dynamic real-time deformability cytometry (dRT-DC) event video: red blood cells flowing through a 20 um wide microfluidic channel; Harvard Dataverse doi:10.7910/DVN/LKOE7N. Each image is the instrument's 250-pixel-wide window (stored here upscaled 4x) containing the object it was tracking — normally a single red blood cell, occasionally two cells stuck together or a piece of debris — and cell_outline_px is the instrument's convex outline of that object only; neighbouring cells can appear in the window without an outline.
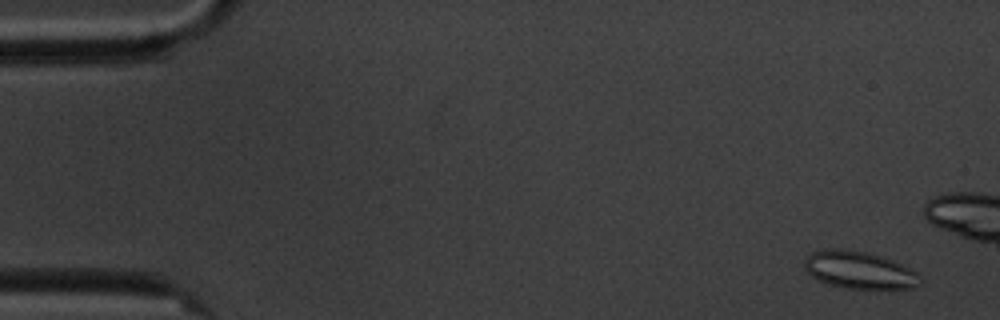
{"species": "common noctule bat (a hibernating species)", "species_latin": "Nyctalus noctula", "temperature_condition": "cold", "stored_images_in_passage": 6, "camera_frame_rate_fps": 3000, "um_per_image_px": 0.085, "animal": {"sex": "male", "body_mass_g": 20.1, "forearm_length_mm": 53.5}, "frame": {"image": 1, "passage_image": 1, "time_ms": 0.0, "image_size_px": [1000, 320], "cell_outline_px": [[920, 280], [912, 288], [844, 288], [828, 284], [812, 276], [804, 268], [804, 260], [812, 252], [828, 248], [848, 248], [880, 256], [892, 260], [916, 272], [920, 276]], "centroid_in_image_um": [72.98, 22.93], "position_along_channel_um": 12.0, "area_um2": 24.85}}
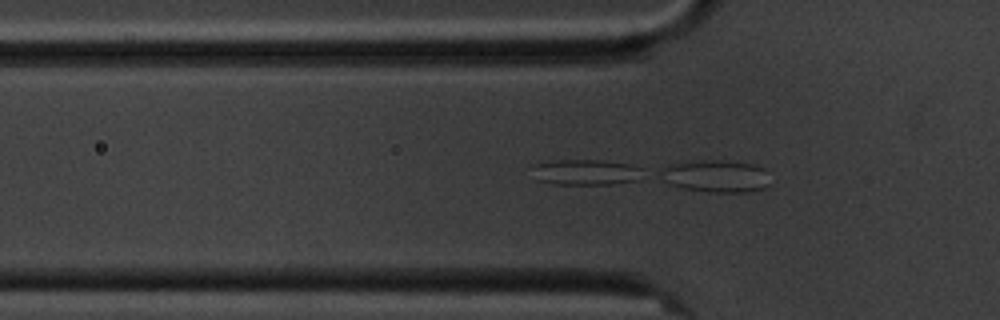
{"frame": {"image": 2, "passage_image": 6, "time_ms": 7.0, "image_size_px": [1000, 320], "cell_outline_px": [[768, 184], [764, 188], [748, 192], [708, 192], [684, 188], [668, 184], [656, 172], [660, 168], [676, 164], [700, 160], [728, 160], [752, 164], [764, 168]], "centroid_in_image_um": [60.81, 14.97], "position_along_channel_um": 65.0, "area_um2": 20.58}}